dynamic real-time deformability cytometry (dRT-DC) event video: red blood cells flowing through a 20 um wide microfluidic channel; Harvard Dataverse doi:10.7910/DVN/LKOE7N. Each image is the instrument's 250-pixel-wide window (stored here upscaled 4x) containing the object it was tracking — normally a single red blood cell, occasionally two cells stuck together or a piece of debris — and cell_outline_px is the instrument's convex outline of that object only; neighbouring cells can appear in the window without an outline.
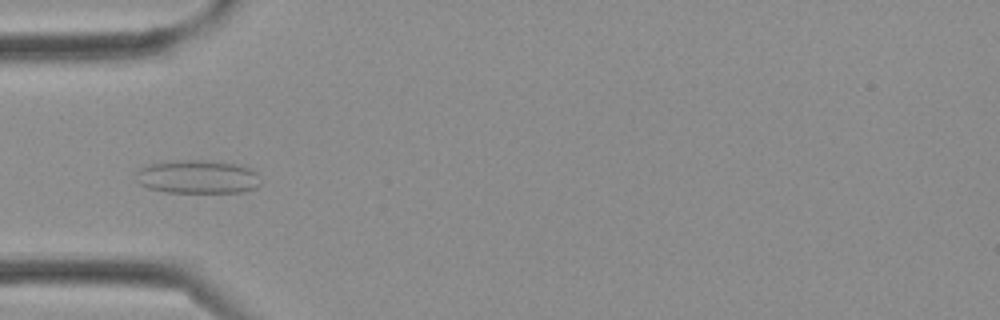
{"species": "Egyptian fruit bat (a non-hibernating species)", "species_latin": "Rousettus aegyptiacus", "temperature_condition": "cold", "stored_images_in_passage": 3, "camera_frame_rate_fps": 3000, "um_per_image_px": 0.085, "frame": {"image": 1, "passage_image": 3, "time_ms": 0.667, "image_size_px": [1000, 320], "cell_outline_px": [[260, 184], [256, 188], [244, 192], [164, 192], [148, 188], [140, 184], [136, 180], [136, 172], [140, 168], [148, 164], [172, 160], [220, 160], [240, 164], [252, 168], [256, 172]], "centroid_in_image_um": [16.81, 15.01], "position_along_channel_um": 68.2, "area_um2": 24.85}}